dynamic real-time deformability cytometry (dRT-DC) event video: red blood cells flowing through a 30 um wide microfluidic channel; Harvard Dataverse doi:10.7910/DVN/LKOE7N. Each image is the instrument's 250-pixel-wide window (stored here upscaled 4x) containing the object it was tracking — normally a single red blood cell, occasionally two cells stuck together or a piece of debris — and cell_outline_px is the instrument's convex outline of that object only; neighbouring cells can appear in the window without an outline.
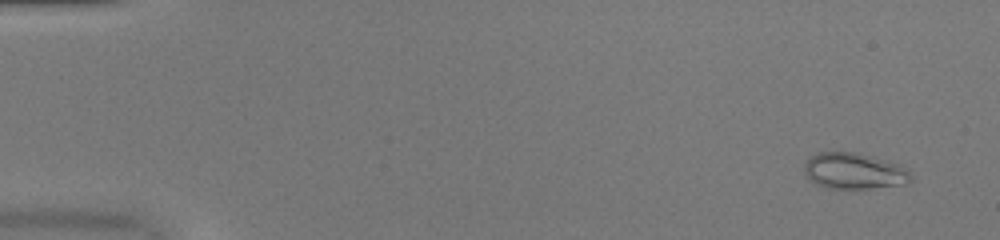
{"species": "common noctule bat (a hibernating species)", "species_latin": "Nyctalus noctula", "temperature_condition": "warm", "stored_images_in_passage": 52, "camera_frame_rate_fps": 3000, "um_per_image_px": 0.085, "animal": {"sex": "female", "body_mass_g": 20.0, "forearm_length_mm": 54.0}, "frame": {"image": 1, "passage_image": 4, "time_ms": 1.0, "image_size_px": [1000, 240], "cell_outline_px": [[912, 180], [904, 184], [872, 188], [828, 188], [816, 184], [804, 172], [804, 164], [816, 152], [860, 152], [900, 164], [908, 168], [912, 176]], "centroid_in_image_um": [72.64, 14.52], "position_along_channel_um": 12.4, "area_um2": 22.6}}
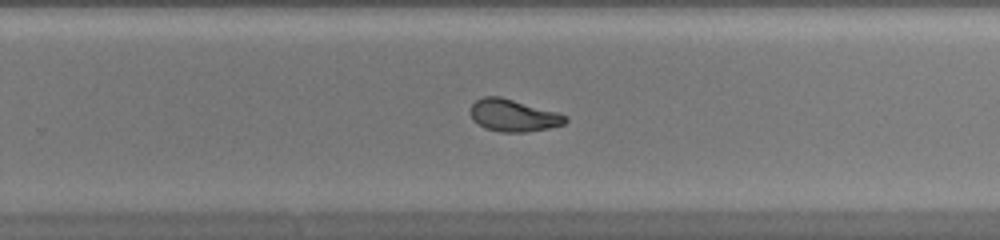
{"frame": {"image": 2, "passage_image": 35, "time_ms": 11.333, "image_size_px": [1000, 240], "cell_outline_px": [[568, 120], [564, 124], [548, 128], [524, 132], [500, 132], [484, 128], [472, 120], [472, 104], [476, 100], [484, 96], [500, 96], [556, 112], [568, 116]], "centroid_in_image_um": [43.63, 9.82], "position_along_channel_um": 286.2, "area_um2": 17.63}}
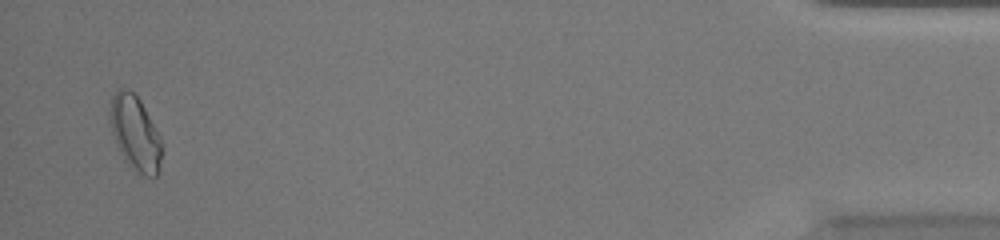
{"frame": {"image": 3, "passage_image": 51, "time_ms": 16.667, "image_size_px": [1000, 240], "cell_outline_px": [[160, 164], [156, 176], [144, 176], [136, 172], [124, 160], [116, 144], [112, 132], [108, 112], [112, 96], [116, 88], [124, 88], [132, 92], [140, 100], [160, 136]], "centroid_in_image_um": [11.44, 11.3], "position_along_channel_um": 423.8, "area_um2": 22.37}, "authors_computed_cell_mechanics": {"area_um2": 19.3919, "velocity_mm_per_s": 4.0483, "shape_relaxation_time_tau1_ms": null, "shape_relaxation_time_tau2_ms": 1.496, "deformation_change_tau1": null, "deformation_change_tau2": 0.0596}}